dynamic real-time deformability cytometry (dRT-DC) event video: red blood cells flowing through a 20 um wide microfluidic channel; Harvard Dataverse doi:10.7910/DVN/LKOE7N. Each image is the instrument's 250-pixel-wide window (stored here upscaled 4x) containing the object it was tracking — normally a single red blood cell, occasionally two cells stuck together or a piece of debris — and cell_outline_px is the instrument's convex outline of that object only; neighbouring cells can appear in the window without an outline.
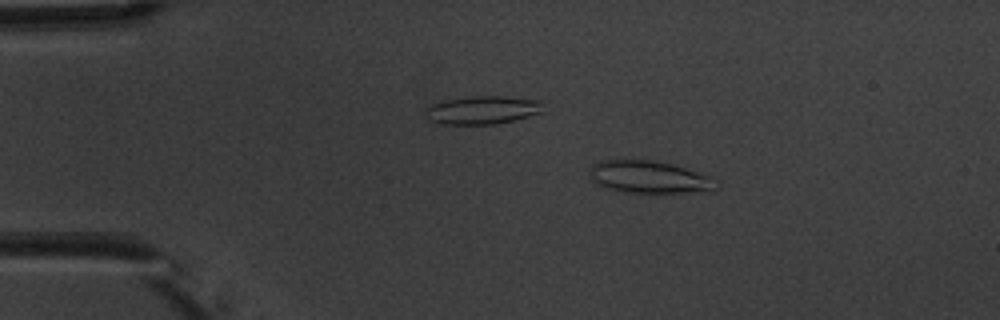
{"species": "common noctule bat (a hibernating species)", "species_latin": "Nyctalus noctula", "temperature_condition": "warm", "stored_images_in_passage": 4, "camera_frame_rate_fps": 3000, "um_per_image_px": 0.085, "animal": {"sex": "male", "body_mass_g": 20.1, "forearm_length_mm": 53.5}, "frame": {"image": 1, "passage_image": 3, "time_ms": 2.333, "image_size_px": [1000, 320], "cell_outline_px": [[716, 188], [688, 192], [628, 192], [604, 188], [596, 184], [592, 180], [592, 164], [600, 160], [656, 160], [672, 164], [708, 176]], "centroid_in_image_um": [55.06, 15.03], "position_along_channel_um": 29.9, "area_um2": 23.06}}